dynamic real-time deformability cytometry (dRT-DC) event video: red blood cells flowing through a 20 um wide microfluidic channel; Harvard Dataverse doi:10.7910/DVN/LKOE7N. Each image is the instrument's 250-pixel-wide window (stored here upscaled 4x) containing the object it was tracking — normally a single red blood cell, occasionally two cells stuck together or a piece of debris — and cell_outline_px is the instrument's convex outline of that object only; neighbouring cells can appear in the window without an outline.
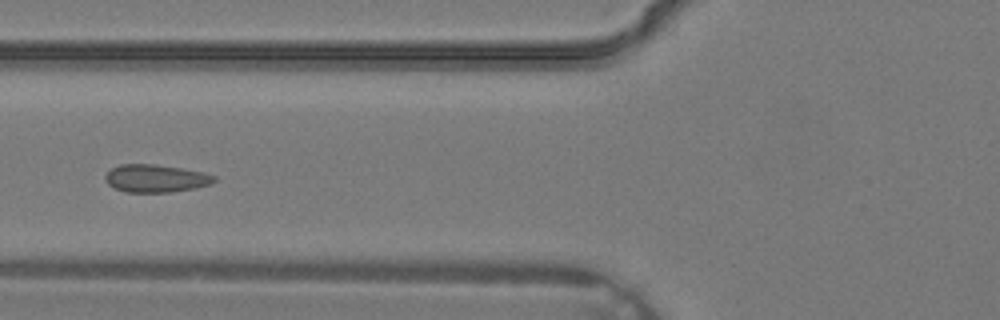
{"species": "common noctule bat (a hibernating species)", "species_latin": "Nyctalus noctula", "temperature_condition": "warm", "stored_images_in_passage": 5, "camera_frame_rate_fps": 3000, "um_per_image_px": 0.085, "animal": {"sex": "male", "body_mass_g": 19.2, "forearm_length_mm": 51.8}, "frame": {"image": 1, "passage_image": 5, "time_ms": 1.333, "image_size_px": [1000, 320], "cell_outline_px": [[216, 180], [212, 184], [196, 188], [172, 192], [124, 192], [108, 184], [104, 180], [104, 176], [112, 168], [120, 164], [156, 164], [204, 172], [216, 176]], "centroid_in_image_um": [13.25, 15.16], "position_along_channel_um": 112.5, "area_um2": 17.74}}